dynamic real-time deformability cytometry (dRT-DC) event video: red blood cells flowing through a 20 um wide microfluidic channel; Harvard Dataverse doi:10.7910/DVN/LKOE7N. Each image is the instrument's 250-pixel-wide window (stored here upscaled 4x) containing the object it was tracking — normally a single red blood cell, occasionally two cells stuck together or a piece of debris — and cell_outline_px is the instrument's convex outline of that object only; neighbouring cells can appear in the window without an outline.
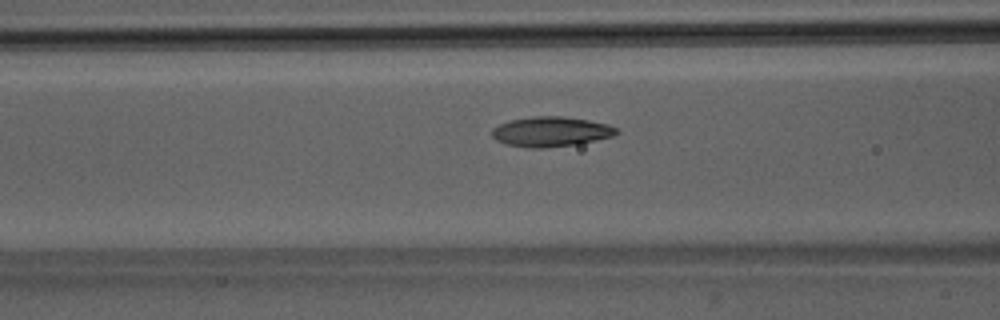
{"species": "Egyptian fruit bat (a non-hibernating species)", "species_latin": "Rousettus aegyptiacus", "temperature_condition": "room temperature", "stored_images_in_passage": 37, "camera_frame_rate_fps": 3000, "um_per_image_px": 0.085, "animal": {"sex": "male"}, "frame": {"image": 1, "passage_image": 7, "time_ms": 2.0, "image_size_px": [1000, 320], "cell_outline_px": [[620, 132], [612, 136], [596, 140], [576, 144], [544, 148], [528, 148], [504, 144], [496, 140], [492, 136], [492, 128], [500, 124], [512, 120], [532, 116], [564, 116], [588, 120], [608, 124], [616, 128]], "centroid_in_image_um": [46.81, 11.19], "position_along_channel_um": 119.8, "area_um2": 21.73}}
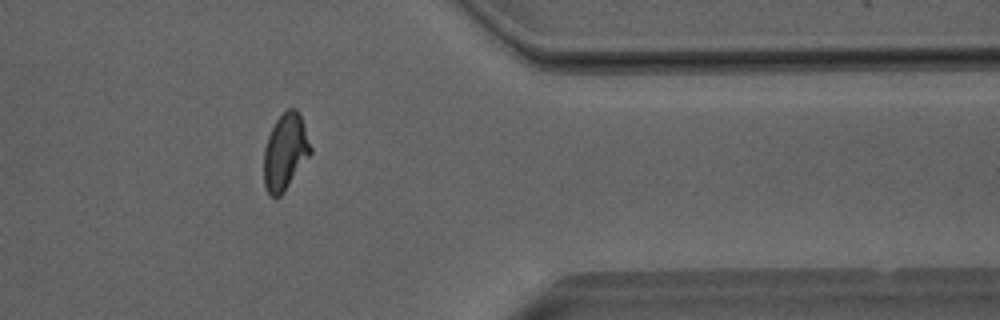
{"frame": {"image": 2, "passage_image": 28, "time_ms": 9.0, "image_size_px": [1000, 320], "cell_outline_px": [[312, 152], [284, 192], [280, 196], [268, 196], [264, 184], [264, 148], [268, 136], [276, 120], [288, 108], [296, 108], [300, 116], [312, 148]], "centroid_in_image_um": [24.23, 12.93], "position_along_channel_um": 387.2, "area_um2": 20.58}}
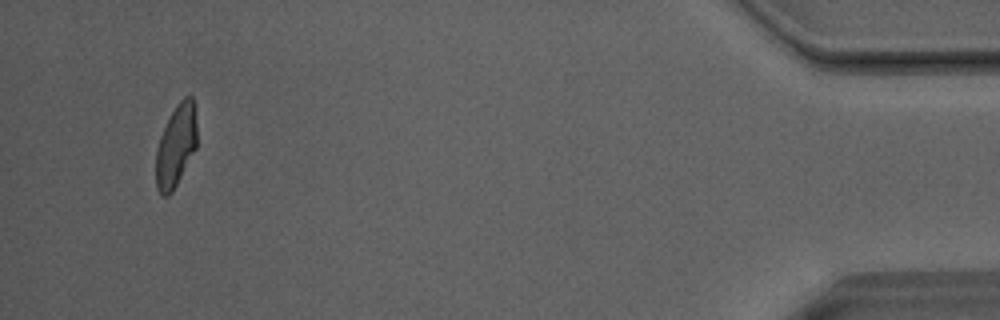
{"frame": {"image": 3, "passage_image": 35, "time_ms": 11.333, "image_size_px": [1000, 320], "cell_outline_px": [[196, 148], [172, 192], [168, 196], [160, 196], [156, 188], [156, 148], [160, 136], [176, 104], [184, 96], [192, 96], [196, 124]], "centroid_in_image_um": [14.93, 12.42], "position_along_channel_um": 420.3, "area_um2": 19.48}, "authors_computed_cell_mechanics": {"area_um2": 20.6924, "velocity_mm_per_s": 4.0421, "shape_relaxation_time_tau1_ms": 5.1306, "shape_relaxation_time_tau2_ms": 1.4615, "deformation_change_tau1": 0.194, "deformation_change_tau2": 0.0754}}